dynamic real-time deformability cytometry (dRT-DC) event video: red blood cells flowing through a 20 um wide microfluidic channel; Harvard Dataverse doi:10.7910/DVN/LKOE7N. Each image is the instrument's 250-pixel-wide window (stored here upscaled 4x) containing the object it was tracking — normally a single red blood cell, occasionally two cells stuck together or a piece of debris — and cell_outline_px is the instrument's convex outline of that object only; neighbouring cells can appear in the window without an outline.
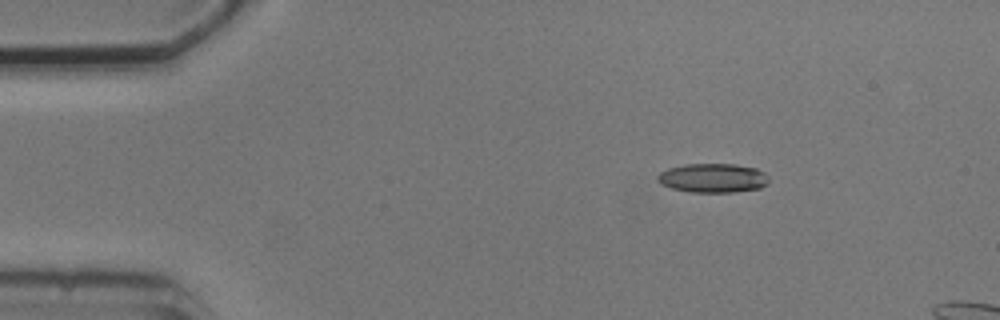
{"species": "common noctule bat (a hibernating species)", "species_latin": "Nyctalus noctula", "temperature_condition": "cold", "stored_images_in_passage": 3, "camera_frame_rate_fps": 3000, "um_per_image_px": 0.085, "animal": {"sex": "male", "body_mass_g": 20.5, "forearm_length_mm": 52.5}, "frame": {"image": 1, "passage_image": 1, "time_ms": 0.0, "image_size_px": [1000, 320], "cell_outline_px": [[768, 184], [760, 188], [736, 192], [688, 192], [672, 188], [660, 184], [656, 180], [656, 176], [660, 172], [668, 168], [684, 164], [736, 164], [756, 168], [764, 172], [768, 176]], "centroid_in_image_um": [60.58, 15.13], "position_along_channel_um": 24.4, "area_um2": 19.13}}